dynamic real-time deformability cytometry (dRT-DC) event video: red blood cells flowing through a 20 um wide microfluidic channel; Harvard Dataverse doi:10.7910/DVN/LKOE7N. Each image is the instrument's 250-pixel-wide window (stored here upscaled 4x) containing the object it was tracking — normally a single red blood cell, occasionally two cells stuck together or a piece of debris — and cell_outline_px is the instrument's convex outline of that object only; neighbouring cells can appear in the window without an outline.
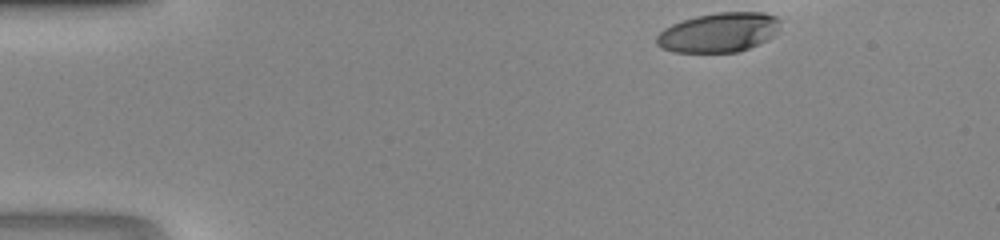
{"species": "human", "species_latin": "Homo sapiens", "temperature_condition": "room temperature", "stored_images_in_passage": 32, "camera_frame_rate_fps": 3000, "um_per_image_px": 0.085, "donor": {"sex": "male"}, "frame": {"image": 1, "passage_image": 1, "time_ms": 0.0, "image_size_px": [1000, 240], "cell_outline_px": [[780, 20], [776, 28], [764, 40], [748, 48], [736, 52], [672, 52], [660, 48], [656, 44], [656, 36], [664, 28], [680, 20], [696, 16], [716, 12], [764, 12], [776, 16]], "centroid_in_image_um": [60.99, 2.75], "position_along_channel_um": 24.0, "area_um2": 28.15}}
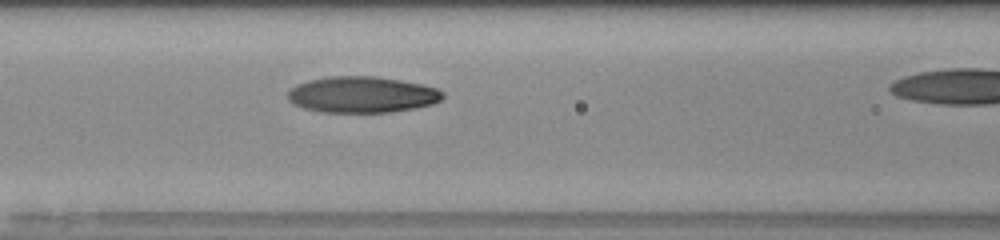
{"frame": {"image": 2, "passage_image": 15, "time_ms": 4.667, "image_size_px": [1000, 240], "cell_outline_px": [[444, 96], [440, 100], [432, 104], [416, 108], [392, 112], [320, 112], [304, 108], [292, 104], [288, 100], [288, 92], [296, 84], [308, 80], [328, 76], [376, 76], [424, 84], [436, 88], [444, 92]], "centroid_in_image_um": [30.77, 8.04], "position_along_channel_um": 135.8, "area_um2": 32.95}}
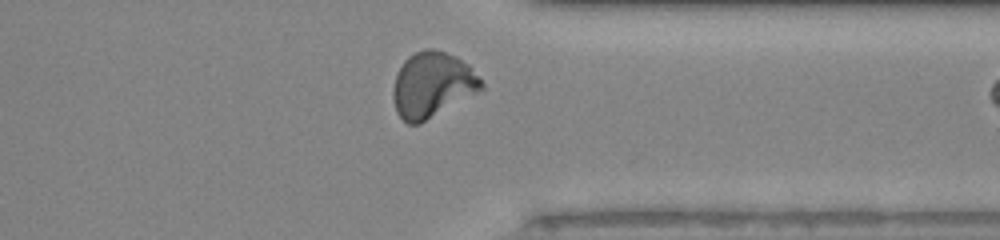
{"frame": {"image": 3, "passage_image": 31, "time_ms": 10.0, "image_size_px": [1000, 240], "cell_outline_px": [[484, 88], [420, 124], [408, 124], [396, 112], [392, 96], [392, 88], [396, 72], [404, 60], [408, 56], [424, 48], [432, 48], [456, 56], [468, 64], [472, 68], [484, 84]], "centroid_in_image_um": [36.71, 7.2], "position_along_channel_um": 374.7, "area_um2": 33.7}}